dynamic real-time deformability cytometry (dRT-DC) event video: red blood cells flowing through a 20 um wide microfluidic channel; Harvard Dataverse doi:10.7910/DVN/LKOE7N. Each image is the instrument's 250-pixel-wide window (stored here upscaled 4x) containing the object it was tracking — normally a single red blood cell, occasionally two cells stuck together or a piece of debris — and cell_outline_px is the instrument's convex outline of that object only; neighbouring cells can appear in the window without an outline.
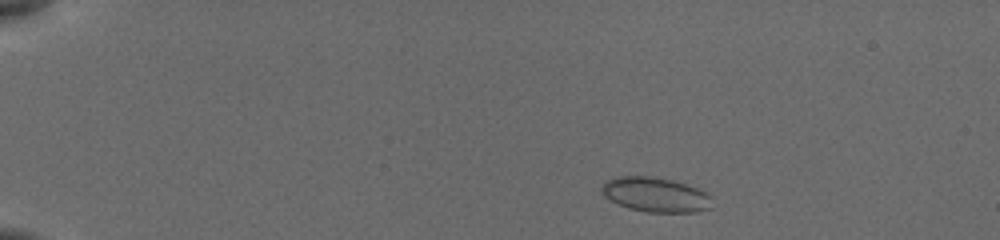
{"species": "common noctule bat (a hibernating species)", "species_latin": "Nyctalus noctula", "temperature_condition": "cold", "stored_images_in_passage": 8, "camera_frame_rate_fps": 3000, "um_per_image_px": 0.085, "animal": {"sex": "female", "body_mass_g": 19.5, "forearm_length_mm": 54.1}, "frame": {"image": 1, "passage_image": 2, "time_ms": 0.667, "image_size_px": [1000, 240], "cell_outline_px": [[712, 208], [696, 212], [648, 212], [628, 208], [604, 196], [600, 188], [604, 180], [616, 176], [652, 176], [672, 180], [696, 188], [712, 196]], "centroid_in_image_um": [55.71, 16.54], "position_along_channel_um": 29.3, "area_um2": 22.37}}
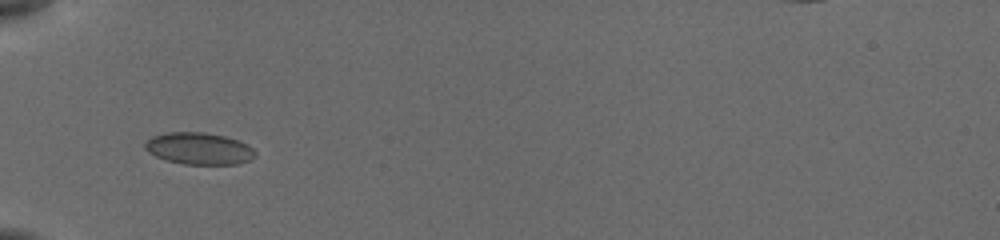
{"frame": {"image": 2, "passage_image": 6, "time_ms": 4.0, "image_size_px": [1000, 240], "cell_outline_px": [[256, 156], [248, 160], [236, 164], [184, 164], [164, 160], [148, 152], [144, 148], [144, 144], [152, 136], [168, 132], [204, 132], [224, 136], [240, 140], [248, 144], [256, 152]], "centroid_in_image_um": [16.91, 12.62], "position_along_channel_um": 68.1, "area_um2": 20.58}}
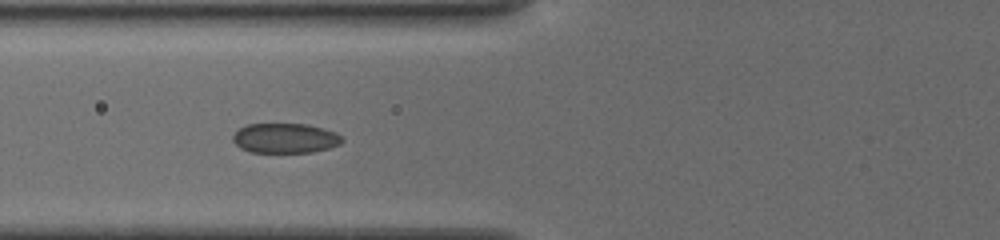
{"frame": {"image": 3, "passage_image": 7, "time_ms": 5.0, "image_size_px": [1000, 240], "cell_outline_px": [[344, 140], [340, 144], [328, 148], [312, 152], [248, 152], [240, 148], [232, 140], [232, 136], [240, 128], [248, 124], [308, 124], [324, 128], [336, 132]], "centroid_in_image_um": [24.24, 11.74], "position_along_channel_um": 101.6, "area_um2": 19.02}}